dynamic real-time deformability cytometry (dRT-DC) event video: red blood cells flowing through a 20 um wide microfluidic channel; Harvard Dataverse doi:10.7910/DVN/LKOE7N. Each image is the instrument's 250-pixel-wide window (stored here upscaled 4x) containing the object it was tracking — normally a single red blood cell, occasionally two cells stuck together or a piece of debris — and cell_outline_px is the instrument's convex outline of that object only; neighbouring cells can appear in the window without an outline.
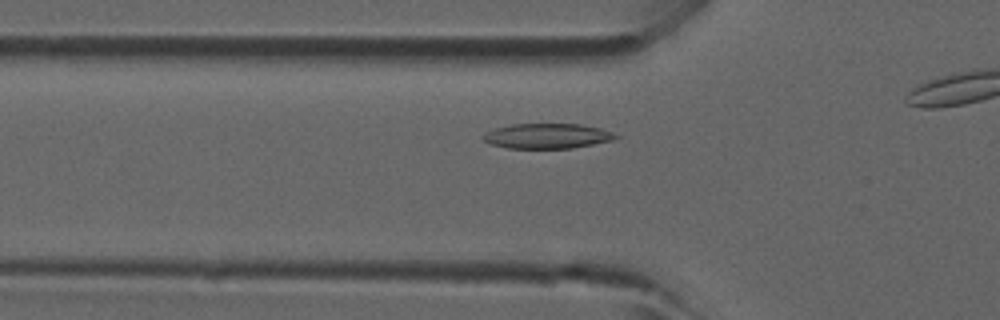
{"species": "common noctule bat (a hibernating species)", "species_latin": "Nyctalus noctula", "temperature_condition": "room temperature", "stored_images_in_passage": 13, "camera_frame_rate_fps": 3000, "um_per_image_px": 0.085, "animal": {"sex": "male", "forearm_length_mm": 52.5}, "frame": {"image": 1, "passage_image": 8, "time_ms": 2.333, "image_size_px": [1000, 320], "cell_outline_px": [[620, 136], [612, 140], [572, 148], [508, 148], [492, 144], [484, 140], [480, 136], [496, 128], [512, 124], [580, 124], [600, 128], [612, 132]], "centroid_in_image_um": [46.52, 11.56], "position_along_channel_um": 79.3, "area_um2": 19.13}}
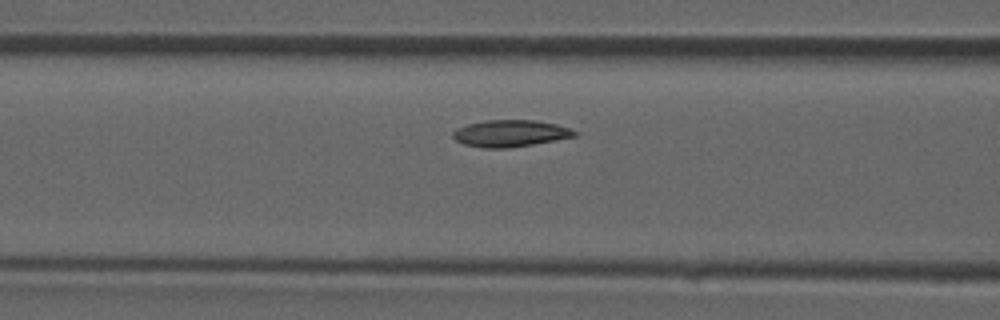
{"frame": {"image": 2, "passage_image": 11, "time_ms": 3.333, "image_size_px": [1000, 320], "cell_outline_px": [[580, 136], [508, 148], [484, 148], [464, 144], [456, 140], [452, 136], [452, 132], [456, 128], [468, 124], [484, 120], [536, 120], [556, 124], [580, 132]], "centroid_in_image_um": [43.4, 11.33], "position_along_channel_um": 123.2, "area_um2": 19.13}}